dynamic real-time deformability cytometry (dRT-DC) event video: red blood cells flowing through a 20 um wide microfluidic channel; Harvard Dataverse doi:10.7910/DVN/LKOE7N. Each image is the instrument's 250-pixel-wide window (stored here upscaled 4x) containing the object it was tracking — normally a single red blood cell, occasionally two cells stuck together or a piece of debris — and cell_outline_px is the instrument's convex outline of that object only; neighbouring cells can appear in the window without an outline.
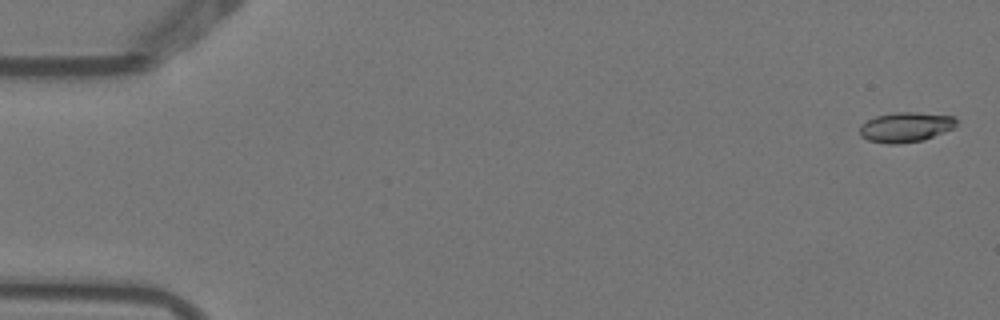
{"species": "Egyptian fruit bat (a non-hibernating species)", "species_latin": "Rousettus aegyptiacus", "temperature_condition": "warm", "stored_images_in_passage": 5, "camera_frame_rate_fps": 3000, "um_per_image_px": 0.085, "animal": {"sex": "female"}, "frame": {"image": 1, "passage_image": 1, "time_ms": 0.0, "image_size_px": [1000, 320], "cell_outline_px": [[956, 124], [952, 128], [924, 140], [900, 144], [888, 144], [868, 140], [860, 136], [860, 124], [876, 116], [896, 112], [916, 112], [956, 116]], "centroid_in_image_um": [76.97, 10.8], "position_along_channel_um": 8.0, "area_um2": 16.88}}
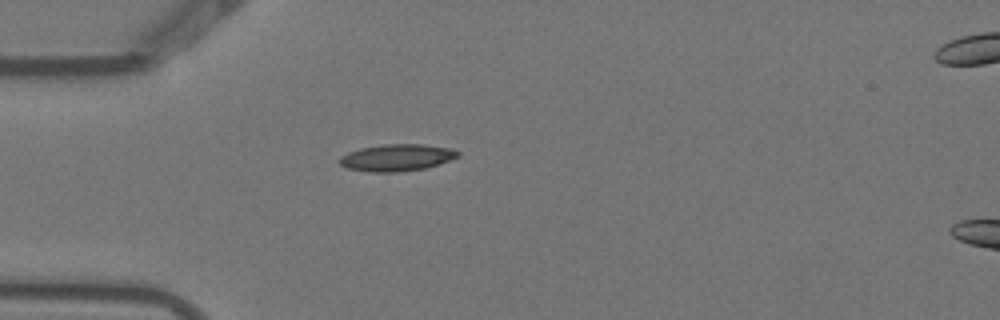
{"frame": {"image": 2, "passage_image": 5, "time_ms": 1.333, "image_size_px": [1000, 320], "cell_outline_px": [[460, 156], [424, 168], [396, 172], [368, 172], [348, 168], [340, 164], [340, 156], [348, 152], [360, 148], [384, 144], [424, 144], [452, 148], [460, 152]], "centroid_in_image_um": [33.72, 13.38], "position_along_channel_um": 51.3, "area_um2": 18.44}}